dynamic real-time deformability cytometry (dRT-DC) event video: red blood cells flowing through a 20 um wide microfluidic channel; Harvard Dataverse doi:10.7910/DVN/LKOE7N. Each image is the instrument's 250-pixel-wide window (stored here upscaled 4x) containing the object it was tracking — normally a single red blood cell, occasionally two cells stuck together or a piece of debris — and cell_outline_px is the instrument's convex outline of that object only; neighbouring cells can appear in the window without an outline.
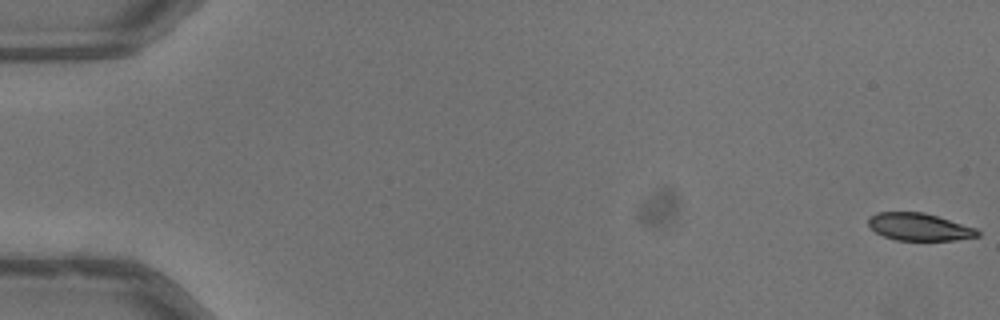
{"species": "common noctule bat (a hibernating species)", "species_latin": "Nyctalus noctula", "temperature_condition": "warm", "stored_images_in_passage": 54, "camera_frame_rate_fps": 3000, "um_per_image_px": 0.085, "animal": {"sex": "male", "body_mass_g": 13.3}, "frame": {"image": 1, "passage_image": 1, "time_ms": 0.0, "image_size_px": [1000, 320], "cell_outline_px": [[980, 236], [956, 240], [896, 240], [884, 236], [876, 232], [868, 224], [868, 216], [876, 212], [924, 212], [976, 228], [980, 232]], "centroid_in_image_um": [78.13, 19.28], "position_along_channel_um": 6.9, "area_um2": 17.46}}
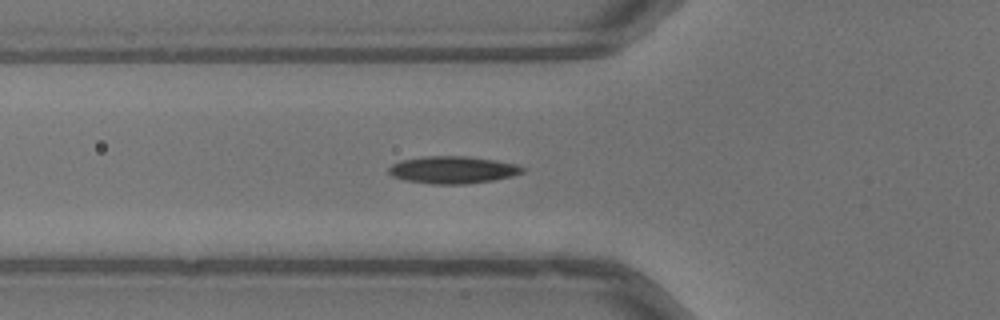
{"frame": {"image": 2, "passage_image": 20, "time_ms": 6.333, "image_size_px": [1000, 320], "cell_outline_px": [[524, 172], [512, 176], [492, 180], [468, 184], [432, 184], [404, 180], [392, 176], [388, 172], [388, 168], [392, 164], [400, 160], [424, 156], [468, 156], [516, 164], [524, 168]], "centroid_in_image_um": [38.44, 14.44], "position_along_channel_um": 87.4, "area_um2": 21.27}}
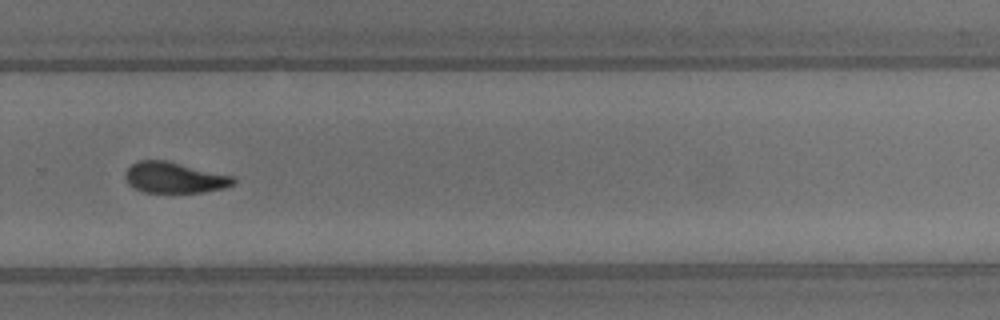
{"frame": {"image": 3, "passage_image": 37, "time_ms": 12.0, "image_size_px": [1000, 320], "cell_outline_px": [[236, 184], [224, 188], [200, 192], [144, 192], [132, 188], [128, 184], [124, 176], [124, 172], [136, 160], [164, 160], [232, 176], [236, 180]], "centroid_in_image_um": [14.77, 15.1], "position_along_channel_um": 315.0, "area_um2": 19.36}, "authors_computed_cell_mechanics": {"area_um2": 19.6809, "velocity_mm_per_s": 4.0145, "shape_relaxation_time_tau1_ms": 4.5203, "shape_relaxation_time_tau2_ms": 5.4283, "deformation_change_tau1": 0.1319, "deformation_change_tau2": 0.101}}